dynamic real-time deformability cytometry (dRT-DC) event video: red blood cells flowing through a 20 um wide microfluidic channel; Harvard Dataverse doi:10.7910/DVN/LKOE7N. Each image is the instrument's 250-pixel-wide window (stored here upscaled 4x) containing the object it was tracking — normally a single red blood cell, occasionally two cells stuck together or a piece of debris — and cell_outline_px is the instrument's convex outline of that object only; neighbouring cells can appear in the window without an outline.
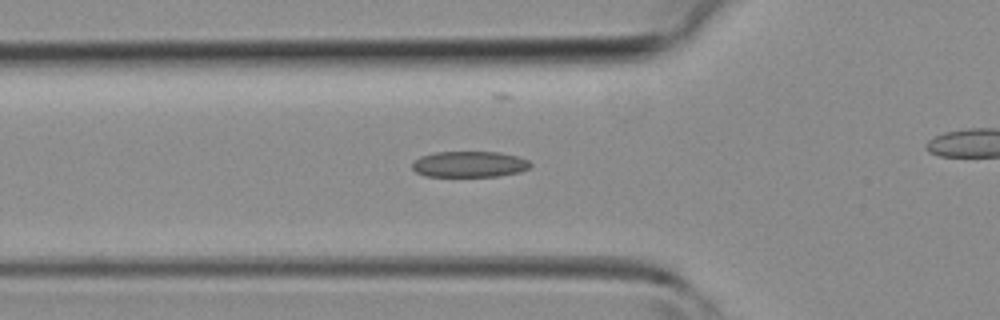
{"species": "common noctule bat (a hibernating species)", "species_latin": "Nyctalus noctula", "temperature_condition": "room temperature", "stored_images_in_passage": 26, "camera_frame_rate_fps": 3000, "um_per_image_px": 0.085, "animal": {"sex": "female", "body_mass_g": 19.3, "forearm_length_mm": 54.1}, "frame": {"image": 1, "passage_image": 7, "time_ms": 2.0, "image_size_px": [1000, 320], "cell_outline_px": [[532, 164], [528, 168], [520, 172], [496, 176], [424, 176], [416, 172], [412, 168], [412, 164], [420, 156], [436, 152], [496, 152], [516, 156], [528, 160]], "centroid_in_image_um": [39.88, 13.96], "position_along_channel_um": 85.9, "area_um2": 17.74}}
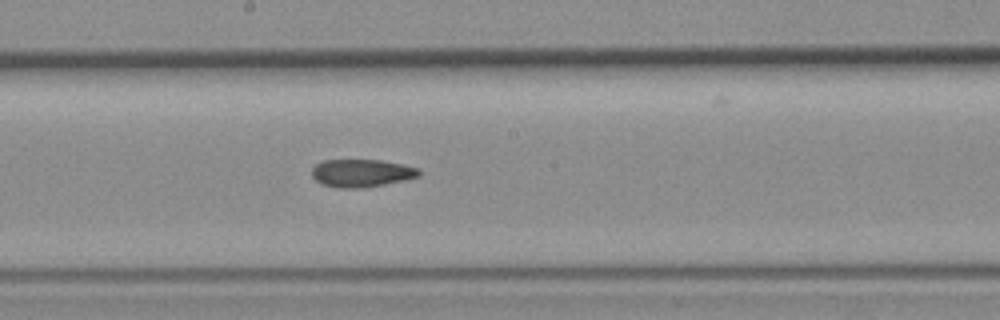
{"frame": {"image": 2, "passage_image": 15, "time_ms": 4.667, "image_size_px": [1000, 320], "cell_outline_px": [[420, 176], [404, 180], [364, 188], [340, 188], [320, 184], [312, 176], [312, 168], [316, 164], [324, 160], [380, 160], [404, 164], [420, 168]], "centroid_in_image_um": [30.74, 14.71], "position_along_channel_um": 217.5, "area_um2": 17.46}}
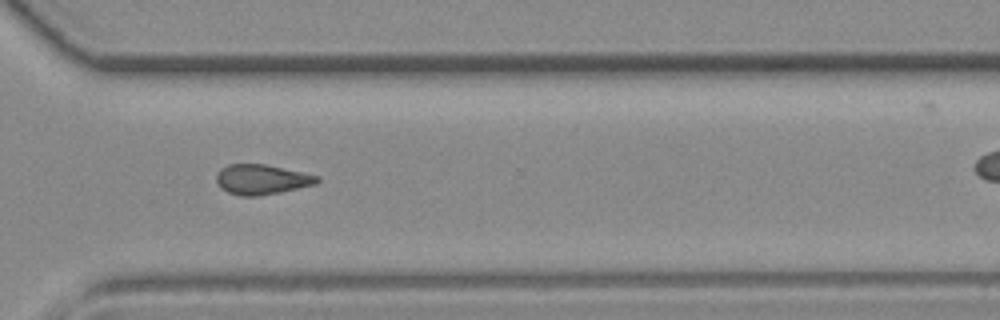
{"frame": {"image": 3, "passage_image": 23, "time_ms": 7.333, "image_size_px": [1000, 320], "cell_outline_px": [[320, 180], [316, 184], [280, 192], [260, 196], [240, 196], [228, 192], [220, 188], [216, 180], [216, 176], [220, 168], [228, 164], [264, 164], [320, 176]], "centroid_in_image_um": [22.22, 15.26], "position_along_channel_um": 348.4, "area_um2": 17.63}}